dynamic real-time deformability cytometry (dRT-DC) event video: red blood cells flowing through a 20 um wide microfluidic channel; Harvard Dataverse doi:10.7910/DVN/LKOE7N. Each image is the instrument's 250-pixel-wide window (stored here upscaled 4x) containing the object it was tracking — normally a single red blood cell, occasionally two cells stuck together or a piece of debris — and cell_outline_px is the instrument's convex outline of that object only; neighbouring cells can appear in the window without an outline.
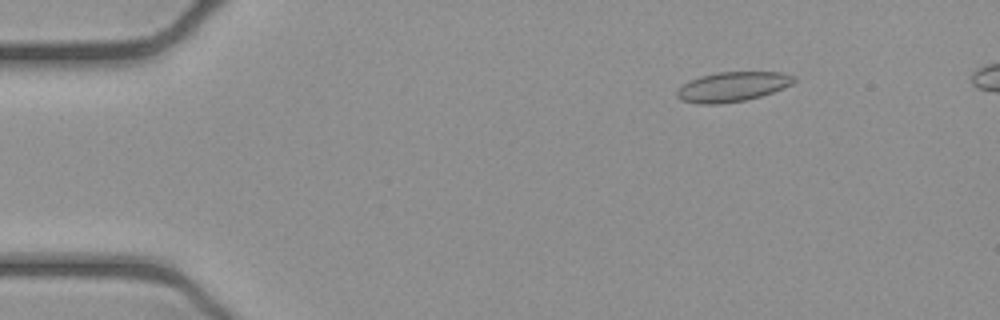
{"species": "common noctule bat (a hibernating species)", "species_latin": "Nyctalus noctula", "temperature_condition": "cold", "stored_images_in_passage": 52, "camera_frame_rate_fps": 3000, "um_per_image_px": 0.085, "animal": {"sex": "female", "body_mass_g": 21.9}, "frame": {"image": 1, "passage_image": 8, "time_ms": 2.333, "image_size_px": [1000, 320], "cell_outline_px": [[796, 80], [792, 84], [784, 88], [760, 96], [744, 100], [720, 104], [700, 104], [680, 100], [676, 96], [676, 92], [688, 80], [700, 76], [716, 72], [780, 72], [796, 76]], "centroid_in_image_um": [62.25, 7.37], "position_along_channel_um": 22.7, "area_um2": 20.29}}
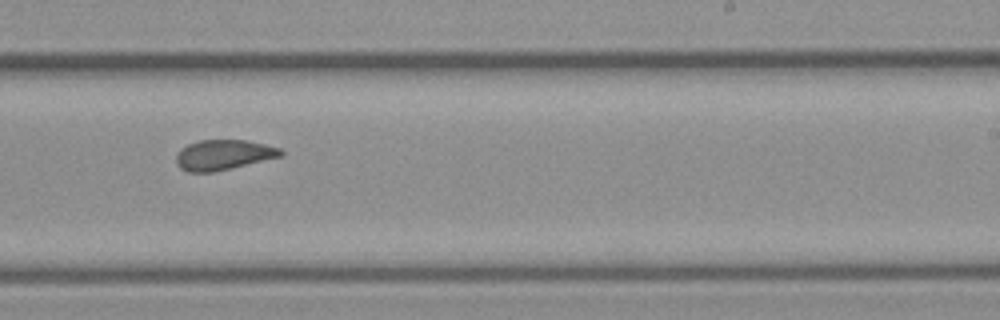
{"frame": {"image": 2, "passage_image": 33, "time_ms": 10.667, "image_size_px": [1000, 320], "cell_outline_px": [[284, 156], [232, 168], [212, 172], [188, 172], [180, 168], [176, 164], [176, 156], [180, 148], [188, 144], [200, 140], [248, 140], [280, 148], [284, 152]], "centroid_in_image_um": [19.0, 13.16], "position_along_channel_um": 270.0, "area_um2": 18.55}}
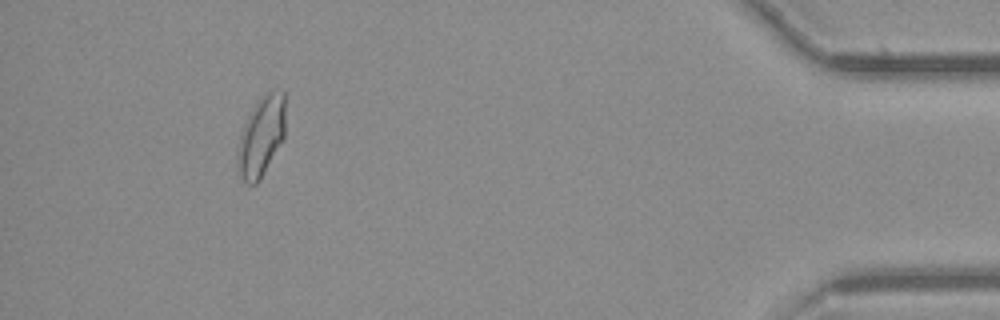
{"frame": {"image": 3, "passage_image": 49, "time_ms": 16.0, "image_size_px": [1000, 320], "cell_outline_px": [[284, 140], [260, 180], [256, 184], [248, 184], [240, 176], [236, 164], [236, 152], [240, 136], [244, 124], [256, 100], [264, 92], [276, 88], [284, 92]], "centroid_in_image_um": [22.2, 11.57], "position_along_channel_um": 413.0, "area_um2": 22.77}, "authors_computed_cell_mechanics": {"area_um2": 19.652, "velocity_mm_per_s": 3.8993, "shape_relaxation_time_tau1_ms": null, "shape_relaxation_time_tau2_ms": 1.8005, "deformation_change_tau1": null, "deformation_change_tau2": 0.0678}}